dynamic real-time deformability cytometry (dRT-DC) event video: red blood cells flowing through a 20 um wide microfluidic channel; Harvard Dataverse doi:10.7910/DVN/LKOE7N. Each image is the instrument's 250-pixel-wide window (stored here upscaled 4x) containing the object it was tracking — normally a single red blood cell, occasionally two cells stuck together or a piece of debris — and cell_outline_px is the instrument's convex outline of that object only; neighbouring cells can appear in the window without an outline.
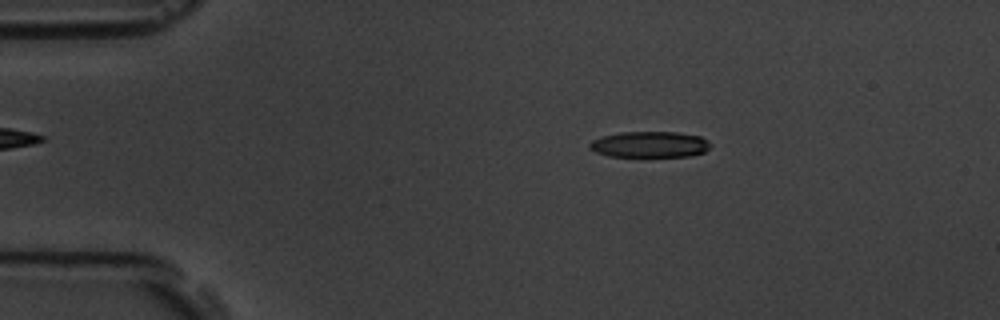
{"species": "common noctule bat (a hibernating species)", "species_latin": "Nyctalus noctula", "temperature_condition": "room temperature", "stored_images_in_passage": 5, "camera_frame_rate_fps": 3000, "um_per_image_px": 0.085, "animal": {"sex": "male", "body_mass_g": 19.5, "forearm_length_mm": 54.6}, "frame": {"image": 1, "passage_image": 3, "time_ms": 2.333, "image_size_px": [1000, 320], "cell_outline_px": [[712, 144], [704, 152], [688, 156], [608, 156], [596, 152], [588, 148], [588, 144], [592, 140], [600, 136], [620, 132], [676, 132], [700, 136], [708, 140]], "centroid_in_image_um": [55.2, 12.27], "position_along_channel_um": 29.8, "area_um2": 18.38}}
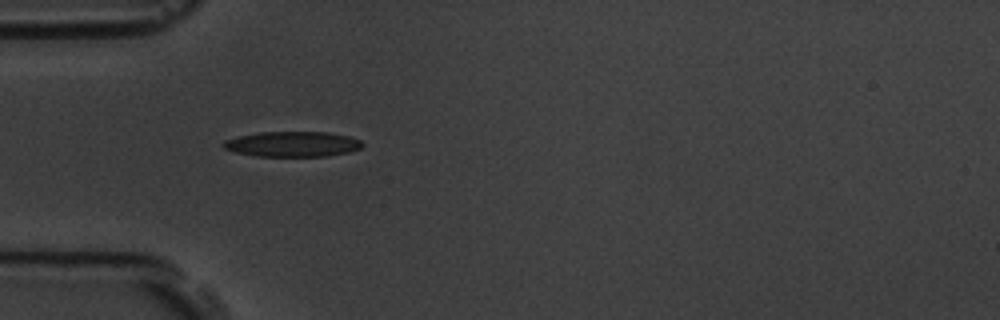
{"frame": {"image": 2, "passage_image": 5, "time_ms": 4.667, "image_size_px": [1000, 320], "cell_outline_px": [[364, 144], [360, 148], [348, 152], [328, 156], [256, 156], [236, 152], [224, 148], [220, 144], [224, 140], [240, 136], [260, 132], [328, 132], [348, 136], [360, 140]], "centroid_in_image_um": [24.86, 12.25], "position_along_channel_um": 60.1, "area_um2": 20.4}}